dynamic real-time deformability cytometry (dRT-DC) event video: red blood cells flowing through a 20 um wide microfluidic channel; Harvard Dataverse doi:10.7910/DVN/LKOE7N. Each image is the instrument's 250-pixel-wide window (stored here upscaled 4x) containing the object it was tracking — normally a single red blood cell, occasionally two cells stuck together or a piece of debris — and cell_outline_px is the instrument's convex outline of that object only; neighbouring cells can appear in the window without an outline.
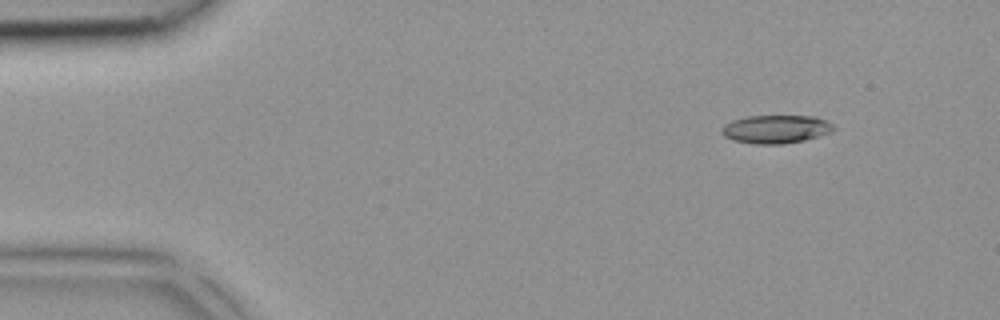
{"species": "common noctule bat (a hibernating species)", "species_latin": "Nyctalus noctula", "temperature_condition": "room temperature", "stored_images_in_passage": 3, "camera_frame_rate_fps": 3000, "um_per_image_px": 0.085, "animal": {"sex": "female", "body_mass_g": 18.4}, "frame": {"image": 1, "passage_image": 1, "time_ms": 0.0, "image_size_px": [1000, 320], "cell_outline_px": [[836, 128], [832, 132], [804, 140], [780, 144], [756, 144], [732, 140], [724, 136], [720, 132], [724, 124], [732, 120], [744, 116], [816, 116], [828, 120]], "centroid_in_image_um": [65.95, 10.97], "position_along_channel_um": 19.1, "area_um2": 18.61}}
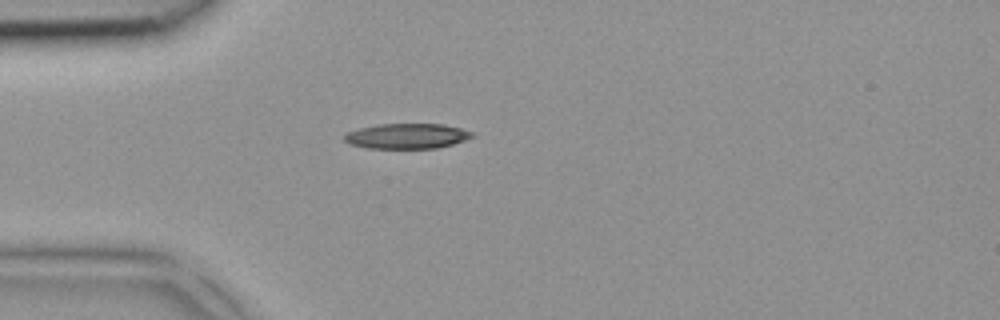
{"frame": {"image": 2, "passage_image": 3, "time_ms": 0.667, "image_size_px": [1000, 320], "cell_outline_px": [[476, 136], [452, 144], [436, 148], [368, 148], [348, 144], [344, 140], [344, 132], [376, 124], [444, 124], [460, 128], [472, 132]], "centroid_in_image_um": [34.55, 11.56], "position_along_channel_um": 50.4, "area_um2": 18.84}}